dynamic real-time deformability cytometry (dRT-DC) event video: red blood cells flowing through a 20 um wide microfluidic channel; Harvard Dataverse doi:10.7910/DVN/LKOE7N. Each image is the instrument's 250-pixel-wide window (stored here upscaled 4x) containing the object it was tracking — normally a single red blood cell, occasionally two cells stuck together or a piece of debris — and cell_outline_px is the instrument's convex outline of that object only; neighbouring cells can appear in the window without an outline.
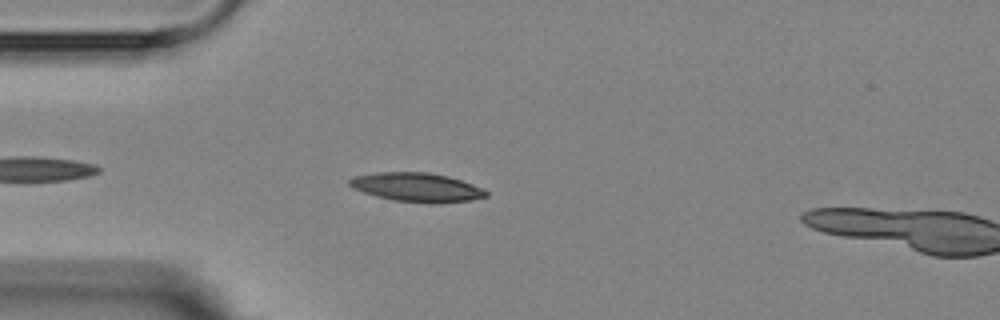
{"species": "Egyptian fruit bat (a non-hibernating species)", "species_latin": "Rousettus aegyptiacus", "temperature_condition": "room temperature", "stored_images_in_passage": 6, "camera_frame_rate_fps": 3000, "um_per_image_px": 0.085, "animal": {"sex": "female"}, "frame": {"image": 1, "passage_image": 5, "time_ms": 4.333, "image_size_px": [1000, 320], "cell_outline_px": [[488, 196], [472, 200], [440, 204], [436, 204], [392, 200], [376, 196], [352, 188], [348, 184], [348, 180], [356, 176], [376, 172], [428, 172], [448, 176], [472, 184], [488, 192]], "centroid_in_image_um": [35.43, 15.93], "position_along_channel_um": 49.6, "area_um2": 23.12}}